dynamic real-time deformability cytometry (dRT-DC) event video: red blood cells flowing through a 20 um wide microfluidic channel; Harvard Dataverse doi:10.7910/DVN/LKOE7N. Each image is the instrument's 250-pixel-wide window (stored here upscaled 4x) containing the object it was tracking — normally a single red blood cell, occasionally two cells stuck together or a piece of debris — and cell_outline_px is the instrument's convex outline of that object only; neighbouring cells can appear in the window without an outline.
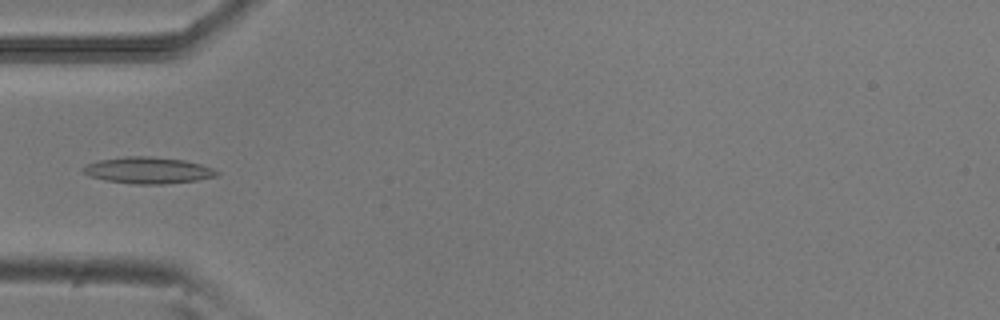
{"species": "common noctule bat (a hibernating species)", "species_latin": "Nyctalus noctula", "temperature_condition": "room temperature", "stored_images_in_passage": 2, "camera_frame_rate_fps": 3000, "um_per_image_px": 0.085, "animal": {"sex": "male", "body_mass_g": 20.5, "forearm_length_mm": 52.5}, "frame": {"image": 1, "passage_image": 1, "time_ms": 0.0, "image_size_px": [1000, 320], "cell_outline_px": [[220, 172], [216, 176], [196, 180], [164, 184], [136, 184], [108, 180], [88, 176], [80, 168], [88, 164], [100, 160], [124, 156], [148, 156], [184, 160], [200, 164], [212, 168]], "centroid_in_image_um": [12.58, 14.47], "position_along_channel_um": 72.4, "area_um2": 20.4}}
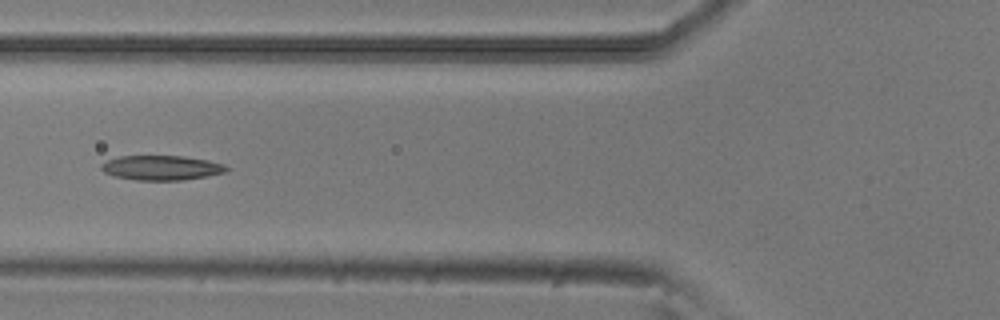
{"frame": {"image": 2, "passage_image": 2, "time_ms": 0.333, "image_size_px": [1000, 320], "cell_outline_px": [[228, 168], [224, 172], [208, 176], [184, 180], [136, 180], [116, 176], [104, 172], [100, 168], [100, 164], [108, 160], [120, 156], [184, 156], [208, 160], [224, 164]], "centroid_in_image_um": [13.72, 14.26], "position_along_channel_um": 112.1, "area_um2": 17.92}}